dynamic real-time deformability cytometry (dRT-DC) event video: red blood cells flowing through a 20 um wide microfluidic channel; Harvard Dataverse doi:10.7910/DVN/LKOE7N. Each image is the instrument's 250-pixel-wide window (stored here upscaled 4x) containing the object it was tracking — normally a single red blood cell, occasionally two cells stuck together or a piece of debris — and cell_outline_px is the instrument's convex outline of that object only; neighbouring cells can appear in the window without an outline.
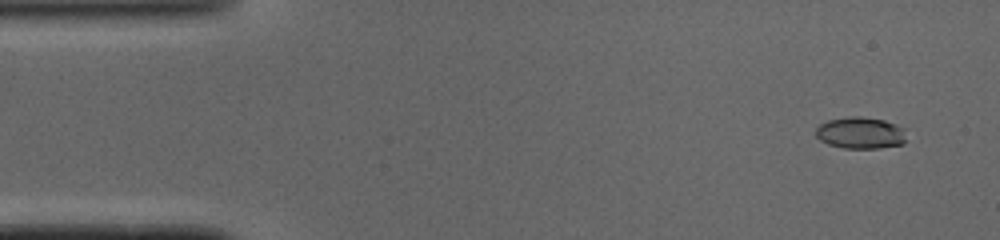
{"species": "common noctule bat (a hibernating species)", "species_latin": "Nyctalus noctula", "temperature_condition": "cold", "stored_images_in_passage": 46, "camera_frame_rate_fps": 3000, "um_per_image_px": 0.085, "animal": {"sex": "male", "body_mass_g": 19.0, "forearm_length_mm": 50.8}, "frame": {"image": 1, "passage_image": 2, "time_ms": 0.333, "image_size_px": [1000, 240], "cell_outline_px": [[904, 144], [880, 148], [844, 148], [828, 144], [820, 140], [816, 136], [816, 128], [820, 124], [828, 120], [852, 116], [860, 116], [884, 120], [896, 124], [904, 128]], "centroid_in_image_um": [73.13, 11.29], "position_along_channel_um": 11.9, "area_um2": 16.7}}
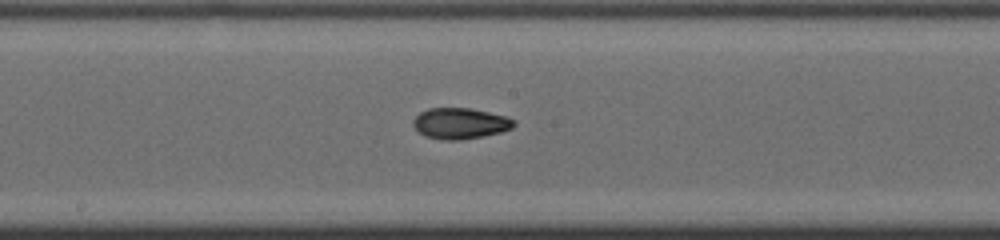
{"frame": {"image": 2, "passage_image": 24, "time_ms": 7.667, "image_size_px": [1000, 240], "cell_outline_px": [[516, 124], [512, 128], [500, 132], [460, 140], [444, 140], [424, 136], [412, 124], [412, 120], [420, 112], [428, 108], [472, 108], [504, 116], [516, 120]], "centroid_in_image_um": [39.1, 10.48], "position_along_channel_um": 209.1, "area_um2": 18.09}}
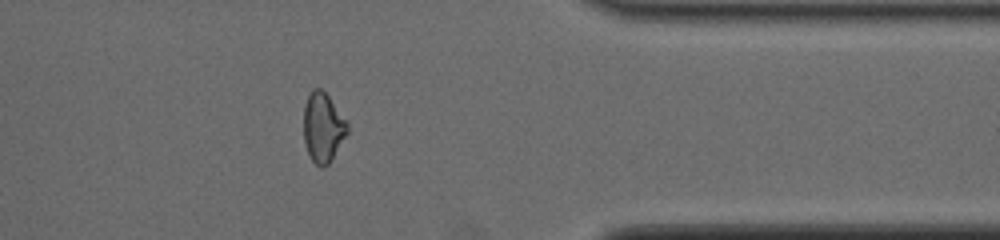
{"frame": {"image": 3, "passage_image": 38, "time_ms": 12.333, "image_size_px": [1000, 240], "cell_outline_px": [[348, 132], [328, 164], [324, 168], [320, 168], [312, 160], [308, 152], [304, 140], [304, 104], [312, 88], [320, 88], [328, 96], [348, 124]], "centroid_in_image_um": [27.43, 10.83], "position_along_channel_um": 384.0, "area_um2": 17.4}, "authors_computed_cell_mechanics": {"area_um2": 17.8024, "velocity_mm_per_s": 4.1091, "shape_relaxation_time_tau1_ms": 6.1135, "shape_relaxation_time_tau2_ms": 4.9951, "deformation_change_tau1": 0.164, "deformation_change_tau2": 0.1031}}